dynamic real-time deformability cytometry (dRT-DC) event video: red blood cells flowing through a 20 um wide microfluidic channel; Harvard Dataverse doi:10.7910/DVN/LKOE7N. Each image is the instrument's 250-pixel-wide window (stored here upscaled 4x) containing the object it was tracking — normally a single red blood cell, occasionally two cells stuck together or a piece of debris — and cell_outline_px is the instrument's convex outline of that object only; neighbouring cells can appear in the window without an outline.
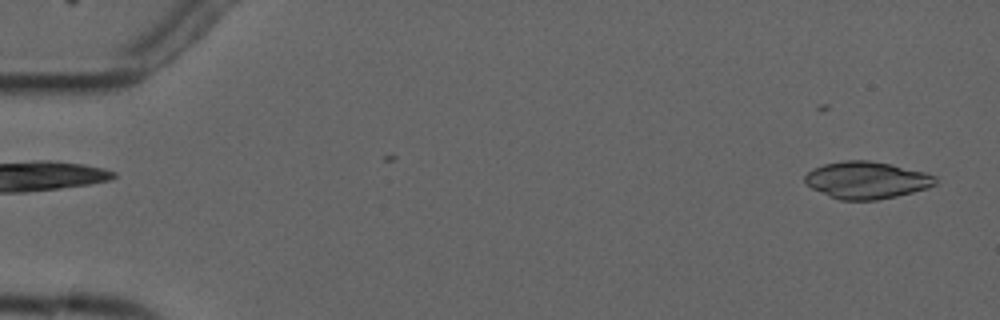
{"species": "common noctule bat (a hibernating species)", "species_latin": "Nyctalus noctula", "temperature_condition": "cold", "stored_images_in_passage": 3, "segment_of_instrument_passage": [2, 2], "camera_frame_rate_fps": 3000, "um_per_image_px": 0.085, "animal": {"sex": "male", "forearm_length_mm": 52.5}, "frame": {"image": 1, "passage_image": 3, "time_ms": 3.0, "image_size_px": [1000, 320], "cell_outline_px": [[936, 184], [928, 188], [896, 196], [876, 200], [840, 200], [812, 188], [804, 184], [804, 176], [812, 168], [824, 164], [844, 160], [868, 160], [892, 164], [924, 172], [936, 176]], "centroid_in_image_um": [73.65, 15.3], "position_along_channel_um": 11.4, "area_um2": 28.26}}